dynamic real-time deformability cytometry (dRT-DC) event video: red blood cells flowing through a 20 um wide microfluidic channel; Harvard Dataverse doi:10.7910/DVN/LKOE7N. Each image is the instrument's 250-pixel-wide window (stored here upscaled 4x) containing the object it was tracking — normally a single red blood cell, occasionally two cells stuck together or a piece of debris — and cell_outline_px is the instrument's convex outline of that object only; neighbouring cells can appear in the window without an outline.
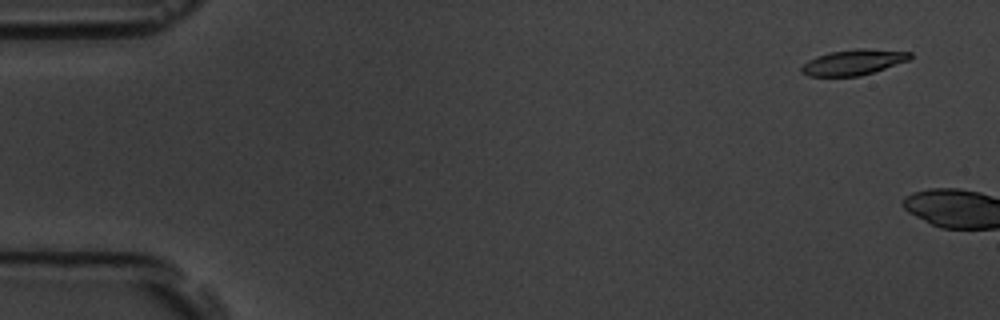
{"species": "common noctule bat (a hibernating species)", "species_latin": "Nyctalus noctula", "temperature_condition": "room temperature", "stored_images_in_passage": 2, "camera_frame_rate_fps": 3000, "um_per_image_px": 0.085, "animal": {"sex": "male", "body_mass_g": 19.5, "forearm_length_mm": 54.6}, "frame": {"image": 1, "passage_image": 1, "time_ms": 0.0, "image_size_px": [1000, 320], "cell_outline_px": [[912, 56], [908, 60], [860, 76], [808, 76], [800, 72], [800, 68], [808, 60], [816, 56], [828, 52], [860, 48], [864, 48], [912, 52]], "centroid_in_image_um": [72.5, 5.28], "position_along_channel_um": 12.5, "area_um2": 16.07}}